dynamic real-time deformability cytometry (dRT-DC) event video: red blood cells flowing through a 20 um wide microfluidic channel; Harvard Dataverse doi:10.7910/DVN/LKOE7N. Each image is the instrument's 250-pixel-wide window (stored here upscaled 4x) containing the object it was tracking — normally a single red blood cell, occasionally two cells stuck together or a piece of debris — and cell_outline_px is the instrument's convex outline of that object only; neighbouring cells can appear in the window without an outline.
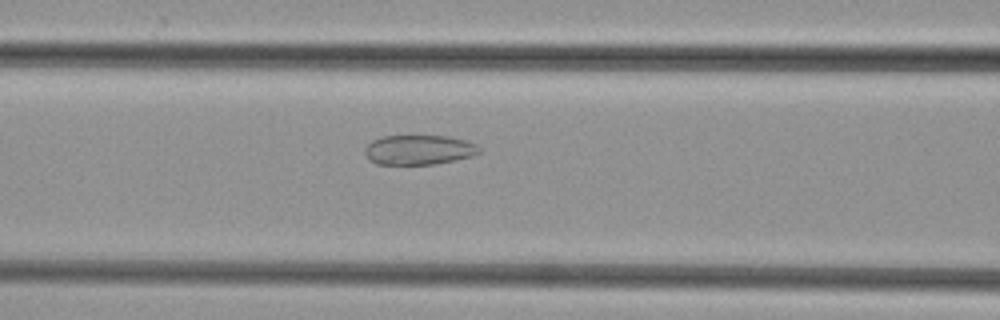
{"species": "common noctule bat (a hibernating species)", "species_latin": "Nyctalus noctula", "temperature_condition": "cold", "stored_images_in_passage": 50, "camera_frame_rate_fps": 3000, "um_per_image_px": 0.085, "animal": {"sex": "female", "body_mass_g": 29.2, "forearm_length_mm": 56.3}, "frame": {"image": 1, "passage_image": 21, "time_ms": 6.667, "image_size_px": [1000, 320], "cell_outline_px": [[480, 152], [472, 156], [436, 164], [376, 164], [368, 160], [364, 152], [364, 148], [372, 140], [384, 136], [448, 136], [464, 140], [476, 144], [480, 148]], "centroid_in_image_um": [35.58, 12.74], "position_along_channel_um": 131.0, "area_um2": 19.83}}
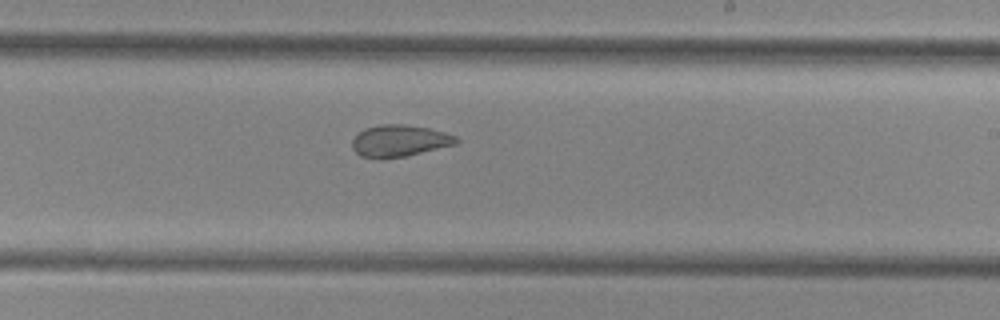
{"frame": {"image": 2, "passage_image": 30, "time_ms": 9.667, "image_size_px": [1000, 320], "cell_outline_px": [[460, 140], [456, 144], [408, 156], [380, 160], [360, 156], [352, 148], [352, 140], [356, 132], [364, 128], [380, 124], [404, 124], [428, 128], [444, 132], [456, 136]], "centroid_in_image_um": [33.91, 11.98], "position_along_channel_um": 255.1, "area_um2": 19.71}}
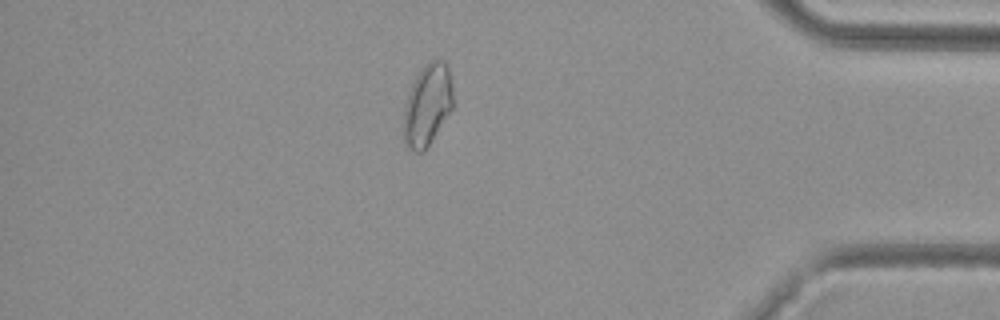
{"frame": {"image": 3, "passage_image": 43, "time_ms": 14.0, "image_size_px": [1000, 320], "cell_outline_px": [[452, 108], [428, 144], [420, 152], [412, 152], [404, 144], [404, 108], [408, 92], [416, 76], [424, 64], [436, 56], [444, 60], [448, 68], [452, 80]], "centroid_in_image_um": [36.32, 8.85], "position_along_channel_um": 398.9, "area_um2": 23.41}}